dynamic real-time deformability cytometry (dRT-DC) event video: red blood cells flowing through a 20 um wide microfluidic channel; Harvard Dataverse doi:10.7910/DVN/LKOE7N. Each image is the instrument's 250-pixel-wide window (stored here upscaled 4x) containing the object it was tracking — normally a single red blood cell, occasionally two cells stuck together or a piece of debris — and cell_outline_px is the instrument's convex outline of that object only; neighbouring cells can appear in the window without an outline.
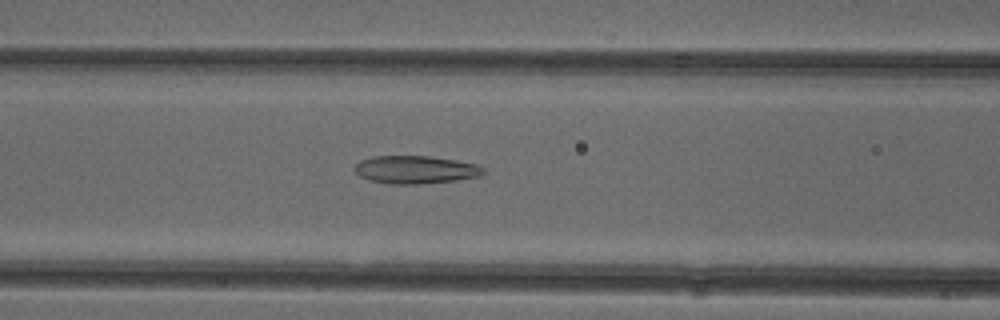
{"species": "common noctule bat (a hibernating species)", "species_latin": "Nyctalus noctula", "temperature_condition": "cold", "stored_images_in_passage": 51, "camera_frame_rate_fps": 3000, "um_per_image_px": 0.085, "animal": {"sex": "female"}, "frame": {"image": 1, "passage_image": 21, "time_ms": 6.667, "image_size_px": [1000, 320], "cell_outline_px": [[488, 172], [480, 176], [456, 180], [420, 184], [388, 184], [368, 180], [360, 176], [352, 168], [360, 160], [372, 156], [428, 156], [456, 160], [476, 164], [484, 168]], "centroid_in_image_um": [35.31, 14.42], "position_along_channel_um": 131.3, "area_um2": 21.15}}
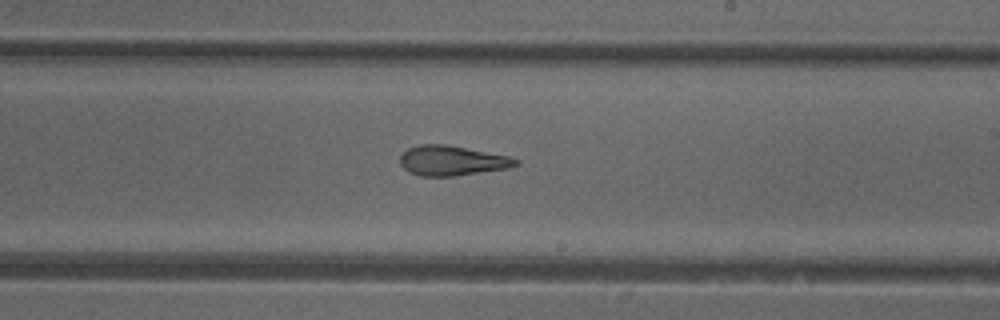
{"frame": {"image": 2, "passage_image": 30, "time_ms": 9.667, "image_size_px": [1000, 320], "cell_outline_px": [[520, 164], [508, 168], [452, 176], [420, 176], [408, 172], [400, 164], [400, 156], [408, 148], [420, 144], [444, 144], [508, 156], [520, 160]], "centroid_in_image_um": [38.4, 13.66], "position_along_channel_um": 250.6, "area_um2": 20.0}}
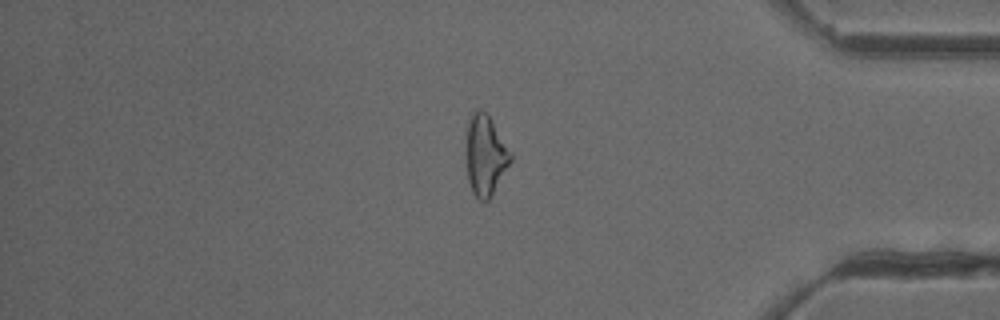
{"frame": {"image": 3, "passage_image": 43, "time_ms": 14.0, "image_size_px": [1000, 320], "cell_outline_px": [[512, 160], [492, 196], [488, 200], [480, 200], [472, 192], [468, 180], [464, 152], [468, 120], [472, 112], [476, 108], [480, 108], [488, 116], [512, 152]], "centroid_in_image_um": [41.22, 13.2], "position_along_channel_um": 394.0, "area_um2": 21.21}, "authors_computed_cell_mechanics": {"area_um2": 22.1952, "velocity_mm_per_s": 3.985, "shape_relaxation_time_tau1_ms": null, "shape_relaxation_time_tau2_ms": 3.9719, "deformation_change_tau1": null, "deformation_change_tau2": 0.1532}}